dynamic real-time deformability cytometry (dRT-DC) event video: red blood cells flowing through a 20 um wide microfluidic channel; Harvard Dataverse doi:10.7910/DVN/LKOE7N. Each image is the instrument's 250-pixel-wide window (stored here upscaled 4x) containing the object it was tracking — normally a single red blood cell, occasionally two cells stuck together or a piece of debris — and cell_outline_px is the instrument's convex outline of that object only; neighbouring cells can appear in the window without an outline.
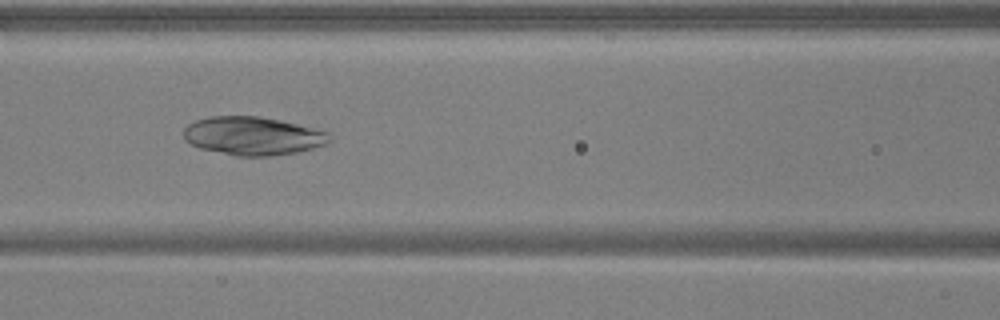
{"species": "common noctule bat (a hibernating species)", "species_latin": "Nyctalus noctula", "temperature_condition": "warm", "stored_images_in_passage": 10, "camera_frame_rate_fps": 3000, "um_per_image_px": 0.085, "animal": {"sex": "male", "body_mass_g": 17.9, "forearm_length_mm": 54.2}, "frame": {"image": 1, "passage_image": 6, "time_ms": 1.667, "image_size_px": [1000, 320], "cell_outline_px": [[332, 140], [324, 144], [312, 148], [296, 152], [268, 156], [236, 156], [200, 148], [184, 140], [184, 128], [188, 124], [196, 120], [212, 116], [260, 116], [296, 124], [328, 132], [332, 136]], "centroid_in_image_um": [21.47, 11.55], "position_along_channel_um": 145.1, "area_um2": 32.37}}
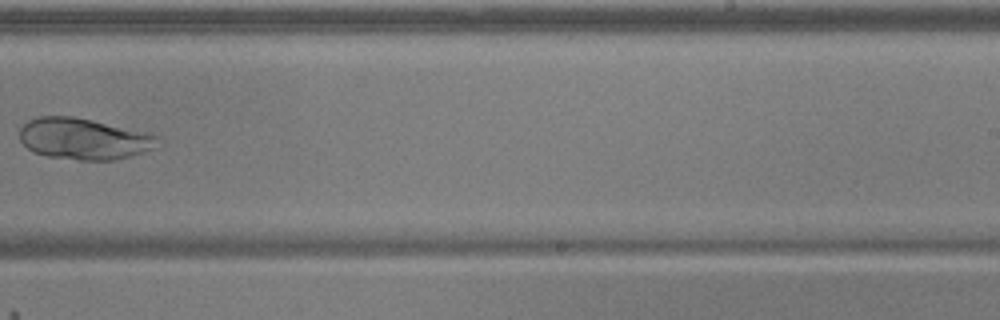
{"frame": {"image": 2, "passage_image": 9, "time_ms": 2.667, "image_size_px": [1000, 320], "cell_outline_px": [[164, 144], [128, 156], [112, 160], [80, 160], [48, 156], [32, 152], [20, 140], [20, 128], [28, 120], [36, 116], [76, 116], [152, 132], [160, 136]], "centroid_in_image_um": [7.19, 11.77], "position_along_channel_um": 281.8, "area_um2": 33.87}}
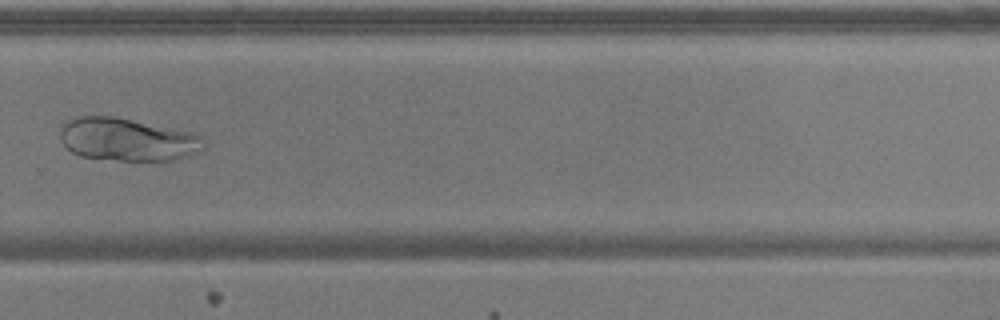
{"frame": {"image": 3, "passage_image": 10, "time_ms": 3.0, "image_size_px": [1000, 320], "cell_outline_px": [[204, 148], [188, 156], [176, 160], [120, 160], [80, 156], [72, 152], [60, 140], [60, 124], [64, 120], [72, 116], [112, 116], [196, 132], [204, 136]], "centroid_in_image_um": [10.82, 11.83], "position_along_channel_um": 319.0, "area_um2": 36.36}}